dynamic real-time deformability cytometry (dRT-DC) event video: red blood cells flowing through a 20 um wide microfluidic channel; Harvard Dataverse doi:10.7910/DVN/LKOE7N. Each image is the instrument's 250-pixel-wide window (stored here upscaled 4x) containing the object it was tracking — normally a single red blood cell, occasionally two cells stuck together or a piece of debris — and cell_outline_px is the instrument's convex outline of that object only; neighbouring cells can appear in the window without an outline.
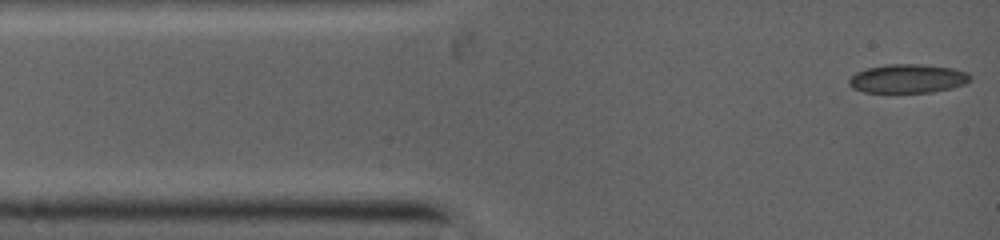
{"species": "common noctule bat (a hibernating species)", "species_latin": "Nyctalus noctula", "temperature_condition": "warm", "stored_images_in_passage": 26, "camera_frame_rate_fps": 5000, "um_per_image_px": 0.085, "animal": {"sex": "female", "body_mass_g": 19.0, "forearm_length_mm": 53.3}, "frame": {"image": 1, "passage_image": 1, "time_ms": 0.0, "image_size_px": [1000, 240], "cell_outline_px": [[972, 80], [964, 84], [952, 88], [932, 92], [864, 92], [852, 88], [848, 84], [848, 80], [856, 72], [868, 68], [888, 64], [920, 64], [952, 68], [968, 72], [972, 76]], "centroid_in_image_um": [77.18, 6.68], "position_along_channel_um": 7.8, "area_um2": 20.4}}
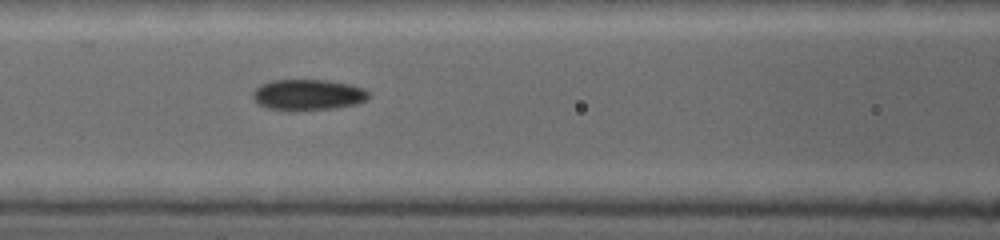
{"frame": {"image": 2, "passage_image": 19, "time_ms": 4.2, "image_size_px": [1000, 240], "cell_outline_px": [[368, 96], [364, 100], [356, 104], [332, 108], [268, 108], [260, 104], [256, 100], [256, 88], [264, 84], [276, 80], [324, 80], [348, 84], [360, 88], [368, 92]], "centroid_in_image_um": [26.23, 8.02], "position_along_channel_um": 140.4, "area_um2": 19.42}}
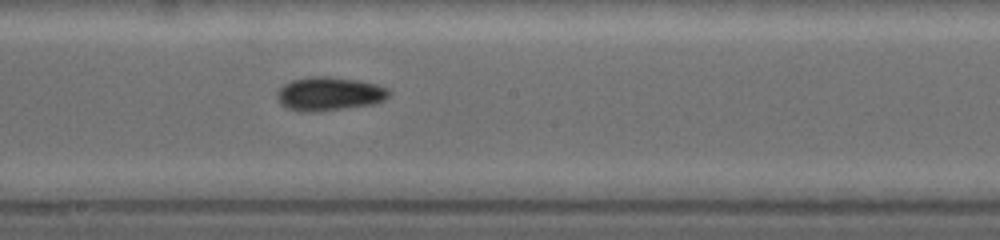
{"frame": {"image": 3, "passage_image": 26, "time_ms": 6.0, "image_size_px": [1000, 240], "cell_outline_px": [[388, 96], [384, 100], [372, 104], [336, 108], [288, 108], [276, 96], [280, 88], [284, 84], [292, 80], [316, 76], [328, 76], [356, 80], [376, 84], [384, 88], [388, 92]], "centroid_in_image_um": [28.02, 7.9], "position_along_channel_um": 220.2, "area_um2": 20.35}}